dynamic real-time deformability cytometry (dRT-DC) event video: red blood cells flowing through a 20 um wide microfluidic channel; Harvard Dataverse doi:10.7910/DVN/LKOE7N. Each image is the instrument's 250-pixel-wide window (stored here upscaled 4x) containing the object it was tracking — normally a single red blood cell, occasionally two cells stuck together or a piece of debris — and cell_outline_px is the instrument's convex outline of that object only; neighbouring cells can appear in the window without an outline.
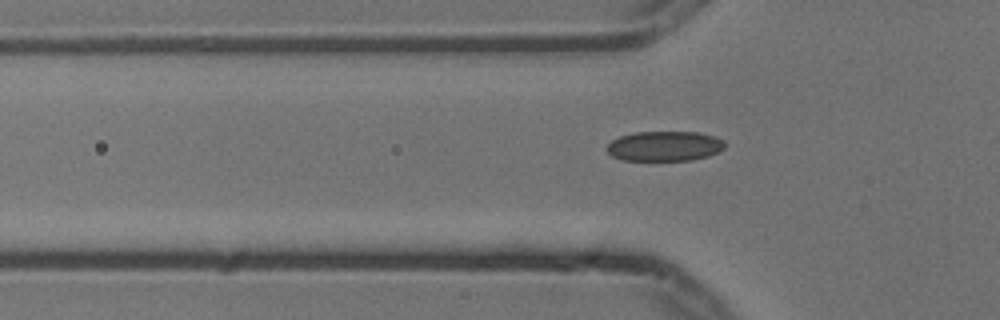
{"species": "common noctule bat (a hibernating species)", "species_latin": "Nyctalus noctula", "temperature_condition": "cold", "stored_images_in_passage": 6, "camera_frame_rate_fps": 3000, "um_per_image_px": 0.085, "animal": {"sex": "male", "body_mass_g": 13.3}, "frame": {"image": 1, "passage_image": 5, "time_ms": 1.333, "image_size_px": [1000, 320], "cell_outline_px": [[724, 148], [708, 156], [692, 160], [624, 160], [612, 156], [604, 148], [612, 140], [620, 136], [636, 132], [696, 132], [712, 136], [724, 140]], "centroid_in_image_um": [56.45, 12.42], "position_along_channel_um": 69.3, "area_um2": 20.46}}